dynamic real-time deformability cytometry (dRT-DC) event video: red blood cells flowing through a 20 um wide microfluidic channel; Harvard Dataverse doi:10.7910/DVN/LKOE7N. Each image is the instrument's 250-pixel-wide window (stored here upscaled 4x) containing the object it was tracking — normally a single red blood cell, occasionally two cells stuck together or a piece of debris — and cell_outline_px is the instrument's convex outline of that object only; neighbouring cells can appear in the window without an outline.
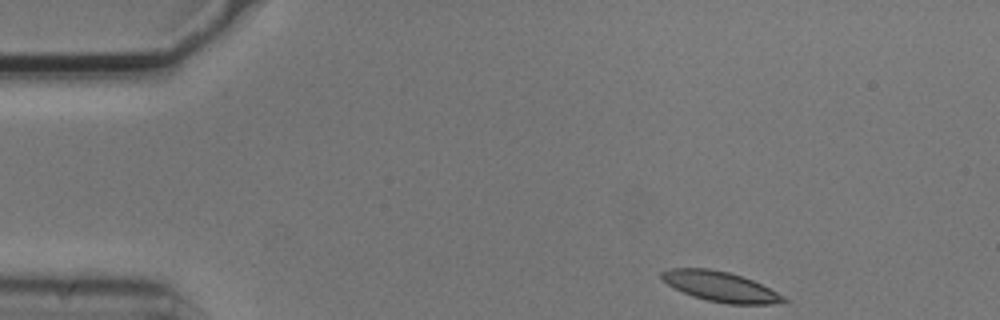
{"species": "common noctule bat (a hibernating species)", "species_latin": "Nyctalus noctula", "temperature_condition": "cold", "stored_images_in_passage": 3, "camera_frame_rate_fps": 3000, "um_per_image_px": 0.085, "animal": {"sex": "male", "body_mass_g": 20.5, "forearm_length_mm": 52.5}, "frame": {"image": 1, "passage_image": 1, "time_ms": 0.0, "image_size_px": [1000, 320], "cell_outline_px": [[788, 300], [772, 304], [728, 304], [708, 300], [692, 296], [668, 284], [660, 276], [660, 272], [668, 268], [708, 268], [728, 272], [752, 280], [784, 296]], "centroid_in_image_um": [61.2, 24.35], "position_along_channel_um": 23.8, "area_um2": 20.98}}